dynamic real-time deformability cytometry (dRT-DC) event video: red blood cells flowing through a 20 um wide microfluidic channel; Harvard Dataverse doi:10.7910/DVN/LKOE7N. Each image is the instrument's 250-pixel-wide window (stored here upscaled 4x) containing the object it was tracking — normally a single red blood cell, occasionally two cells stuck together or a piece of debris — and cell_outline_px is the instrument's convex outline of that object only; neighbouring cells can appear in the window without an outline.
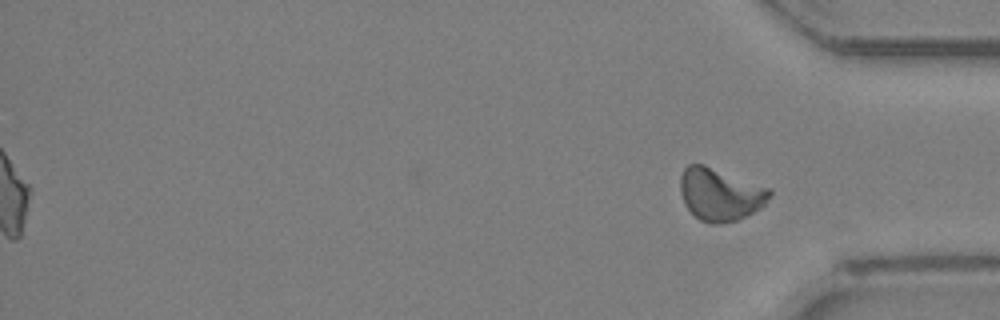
{"species": "Egyptian fruit bat (a non-hibernating species)", "species_latin": "Rousettus aegyptiacus", "temperature_condition": "room temperature", "stored_images_in_passage": 29, "segment_of_instrument_passage": [2, 2], "camera_frame_rate_fps": 3000, "um_per_image_px": 0.085, "animal": {"sex": "female"}, "frame": {"image": 1, "passage_image": 29, "time_ms": 9.333, "image_size_px": [1000, 320], "cell_outline_px": [[772, 192], [764, 204], [760, 208], [736, 220], [724, 224], [708, 224], [700, 220], [684, 204], [680, 192], [680, 176], [684, 168], [688, 164], [704, 164], [772, 188]], "centroid_in_image_um": [61.2, 16.51], "position_along_channel_um": 374.0, "area_um2": 27.51}}